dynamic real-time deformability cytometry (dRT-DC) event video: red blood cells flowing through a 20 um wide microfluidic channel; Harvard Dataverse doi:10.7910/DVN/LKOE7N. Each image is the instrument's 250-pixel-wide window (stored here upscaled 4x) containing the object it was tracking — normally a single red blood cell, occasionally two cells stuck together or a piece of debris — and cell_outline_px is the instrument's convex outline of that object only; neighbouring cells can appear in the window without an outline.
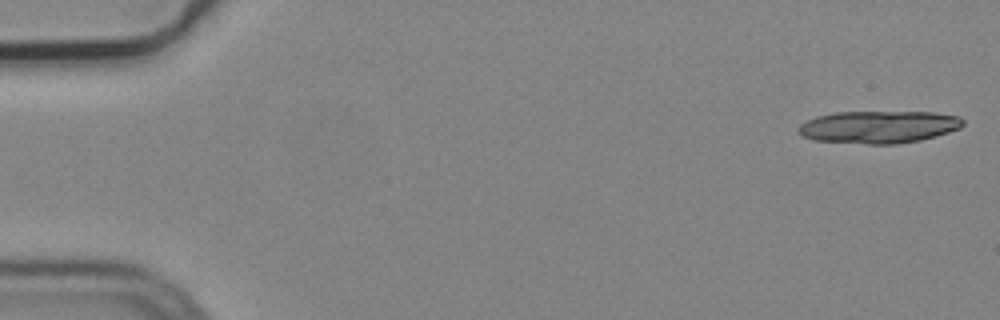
{"species": "common noctule bat (a hibernating species)", "species_latin": "Nyctalus noctula", "temperature_condition": "cold", "stored_images_in_passage": 5, "camera_frame_rate_fps": 3000, "um_per_image_px": 0.085, "animal": {"sex": "male", "body_mass_g": 19.2, "forearm_length_mm": 51.8}, "frame": {"image": 1, "passage_image": 1, "time_ms": 0.0, "image_size_px": [1000, 320], "cell_outline_px": [[964, 124], [960, 128], [936, 136], [920, 140], [896, 144], [868, 144], [812, 140], [796, 132], [796, 128], [800, 124], [816, 116], [836, 112], [936, 112], [960, 116], [964, 120]], "centroid_in_image_um": [74.69, 10.79], "position_along_channel_um": 10.3, "area_um2": 31.33}}